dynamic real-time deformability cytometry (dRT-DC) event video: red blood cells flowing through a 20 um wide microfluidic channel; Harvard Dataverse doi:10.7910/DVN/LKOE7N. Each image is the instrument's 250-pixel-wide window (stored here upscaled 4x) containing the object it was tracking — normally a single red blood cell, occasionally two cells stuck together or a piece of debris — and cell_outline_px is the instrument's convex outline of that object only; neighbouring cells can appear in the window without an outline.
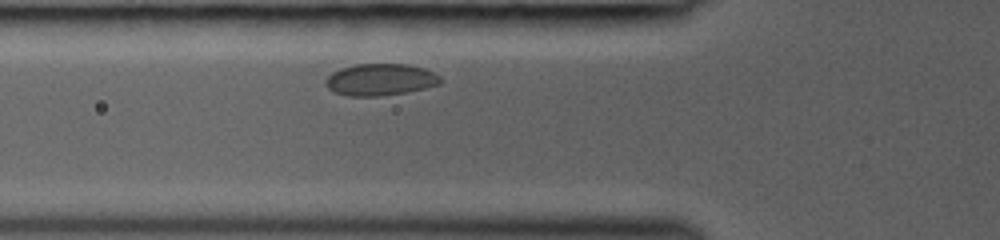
{"species": "common noctule bat (a hibernating species)", "species_latin": "Nyctalus noctula", "temperature_condition": "room temperature", "stored_images_in_passage": 21, "camera_frame_rate_fps": 3000, "um_per_image_px": 0.085, "animal": {"sex": "female", "body_mass_g": 19.0, "forearm_length_mm": 53.3}, "frame": {"image": 1, "passage_image": 2, "time_ms": 0.667, "image_size_px": [1000, 240], "cell_outline_px": [[444, 80], [440, 84], [424, 88], [404, 92], [380, 96], [348, 96], [336, 92], [328, 88], [324, 84], [328, 76], [332, 72], [340, 68], [356, 64], [408, 64], [424, 68], [440, 76]], "centroid_in_image_um": [32.33, 6.76], "position_along_channel_um": 93.5, "area_um2": 21.27}}
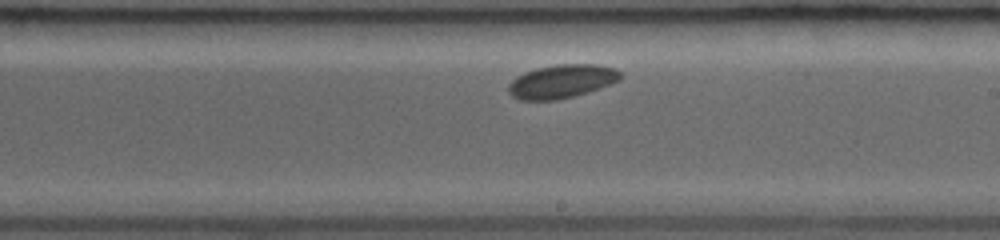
{"frame": {"image": 2, "passage_image": 13, "time_ms": 4.333, "image_size_px": [1000, 240], "cell_outline_px": [[624, 76], [620, 80], [600, 88], [588, 92], [556, 100], [520, 100], [512, 96], [508, 92], [508, 84], [516, 76], [524, 72], [536, 68], [556, 64], [596, 64], [616, 68]], "centroid_in_image_um": [47.75, 6.91], "position_along_channel_um": 241.3, "area_um2": 22.08}}
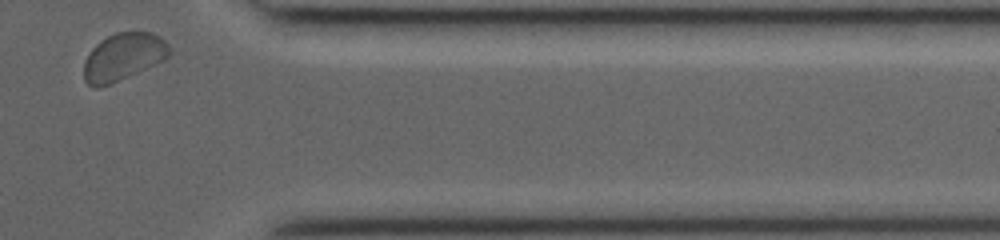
{"frame": {"image": 3, "passage_image": 21, "time_ms": 8.333, "image_size_px": [1000, 240], "cell_outline_px": [[172, 52], [164, 60], [112, 84], [100, 88], [92, 88], [84, 80], [84, 60], [92, 48], [100, 40], [116, 32], [152, 32], [160, 36], [168, 44]], "centroid_in_image_um": [10.47, 4.84], "position_along_channel_um": 400.9, "area_um2": 23.87}}